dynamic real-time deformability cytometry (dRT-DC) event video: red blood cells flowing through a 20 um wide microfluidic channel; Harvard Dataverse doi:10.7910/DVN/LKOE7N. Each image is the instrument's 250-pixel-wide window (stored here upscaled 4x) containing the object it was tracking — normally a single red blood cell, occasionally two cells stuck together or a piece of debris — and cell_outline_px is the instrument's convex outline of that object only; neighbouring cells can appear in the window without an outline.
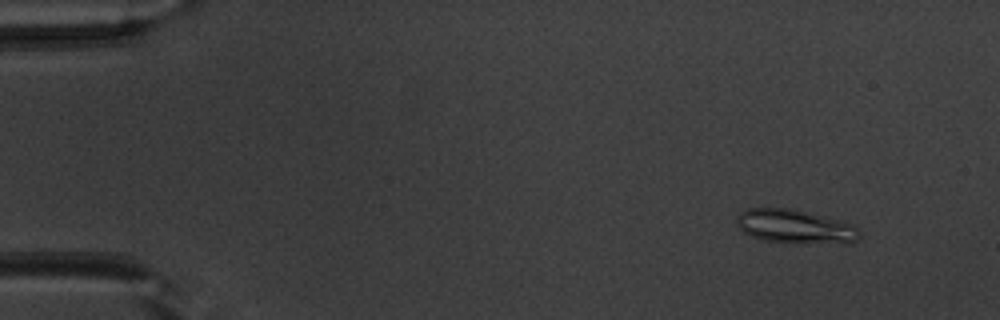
{"species": "common noctule bat (a hibernating species)", "species_latin": "Nyctalus noctula", "temperature_condition": "warm", "stored_images_in_passage": 51, "camera_frame_rate_fps": 3000, "um_per_image_px": 0.085, "animal": {"sex": "male", "body_mass_g": 20.1, "forearm_length_mm": 53.5}, "frame": {"image": 1, "passage_image": 5, "time_ms": 1.333, "image_size_px": [1000, 320], "cell_outline_px": [[860, 236], [856, 240], [848, 244], [796, 244], [764, 240], [752, 236], [744, 232], [740, 228], [736, 220], [736, 216], [740, 212], [748, 208], [792, 208], [824, 216], [852, 224], [860, 232]], "centroid_in_image_um": [67.61, 19.28], "position_along_channel_um": 17.4, "area_um2": 24.62}}
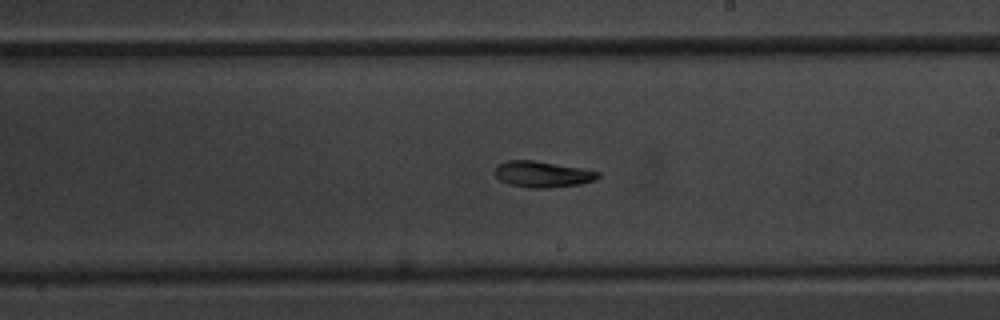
{"frame": {"image": 2, "passage_image": 30, "time_ms": 9.667, "image_size_px": [1000, 320], "cell_outline_px": [[600, 176], [596, 180], [580, 184], [548, 188], [528, 188], [508, 184], [500, 180], [496, 176], [496, 164], [508, 160], [532, 160], [580, 168], [600, 172]], "centroid_in_image_um": [46.1, 14.82], "position_along_channel_um": 242.9, "area_um2": 15.66}}
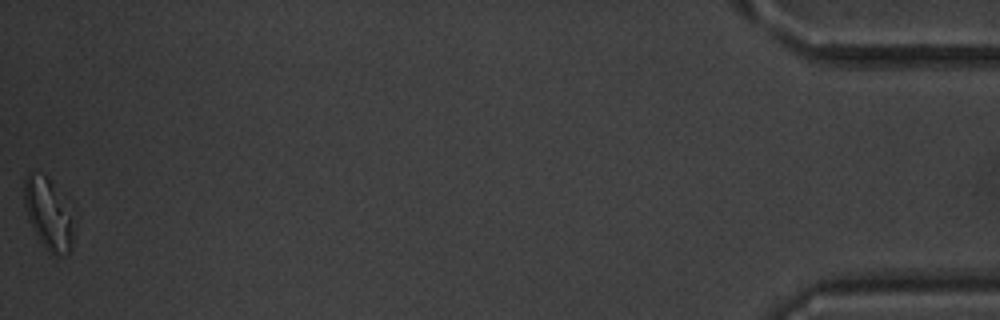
{"frame": {"image": 3, "passage_image": 51, "time_ms": 16.667, "image_size_px": [1000, 320], "cell_outline_px": [[76, 224], [72, 248], [68, 252], [56, 260], [44, 248], [28, 220], [24, 204], [24, 176], [28, 172], [32, 172], [44, 176], [52, 184]], "centroid_in_image_um": [4.11, 18.31], "position_along_channel_um": 431.1, "area_um2": 20.58}, "authors_computed_cell_mechanics": {"area_um2": 16.3574, "velocity_mm_per_s": 4.0046, "shape_relaxation_time_tau1_ms": 8.3742, "shape_relaxation_time_tau2_ms": 5.546, "deformation_change_tau1": 0.1613, "deformation_change_tau2": 0.1189}}